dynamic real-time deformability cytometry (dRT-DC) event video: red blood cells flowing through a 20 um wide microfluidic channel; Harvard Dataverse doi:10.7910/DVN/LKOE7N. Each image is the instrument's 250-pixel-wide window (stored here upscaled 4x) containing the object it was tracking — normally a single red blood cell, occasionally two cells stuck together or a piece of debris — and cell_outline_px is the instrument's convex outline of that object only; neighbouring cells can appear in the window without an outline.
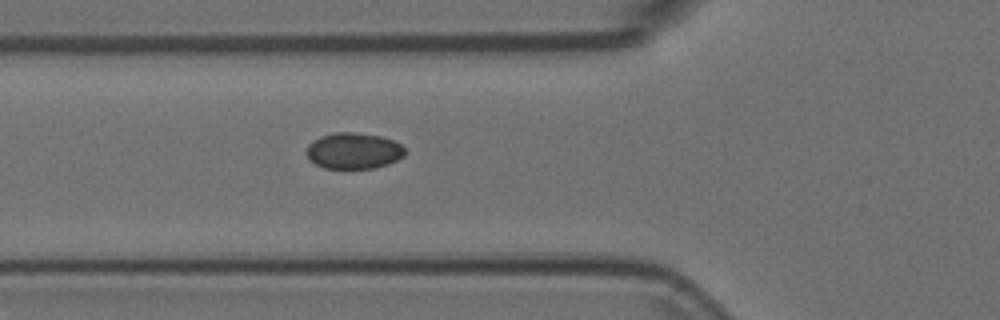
{"species": "Egyptian fruit bat (a non-hibernating species)", "species_latin": "Rousettus aegyptiacus", "temperature_condition": "room temperature", "stored_images_in_passage": 4, "camera_frame_rate_fps": 3000, "um_per_image_px": 0.085, "animal": {"sex": "female"}, "frame": {"image": 1, "passage_image": 4, "time_ms": 1.0, "image_size_px": [1000, 320], "cell_outline_px": [[404, 156], [388, 164], [376, 168], [324, 168], [308, 160], [304, 152], [308, 144], [312, 140], [320, 136], [336, 132], [352, 132], [380, 136], [392, 140], [400, 144], [404, 148]], "centroid_in_image_um": [30.0, 12.82], "position_along_channel_um": 95.8, "area_um2": 20.87}}